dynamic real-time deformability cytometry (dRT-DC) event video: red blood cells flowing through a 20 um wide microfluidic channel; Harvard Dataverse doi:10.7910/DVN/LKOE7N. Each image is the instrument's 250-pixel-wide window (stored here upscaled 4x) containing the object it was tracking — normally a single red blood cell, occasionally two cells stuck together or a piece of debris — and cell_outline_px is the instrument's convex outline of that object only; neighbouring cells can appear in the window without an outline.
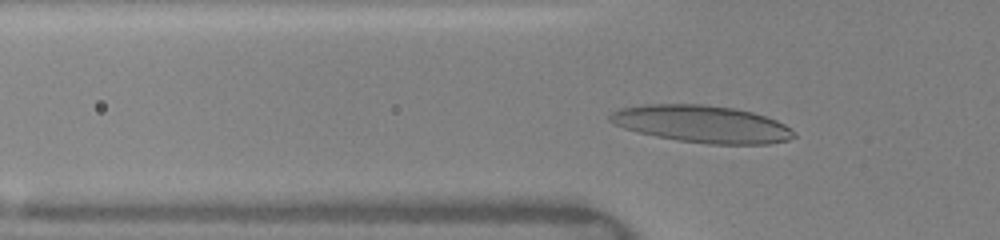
{"species": "human", "species_latin": "Homo sapiens", "temperature_condition": "warm", "stored_images_in_passage": 34, "camera_frame_rate_fps": 3000, "um_per_image_px": 0.085, "donor": {"sex": "female"}, "frame": {"image": 1, "passage_image": 10, "time_ms": 3.667, "image_size_px": [1000, 240], "cell_outline_px": [[796, 136], [788, 140], [768, 144], [708, 144], [680, 140], [656, 136], [636, 132], [612, 124], [608, 120], [608, 116], [612, 112], [620, 108], [644, 104], [704, 104], [736, 108], [752, 112], [776, 120], [784, 124], [796, 132]], "centroid_in_image_um": [59.65, 10.53], "position_along_channel_um": 66.1, "area_um2": 40.06}}
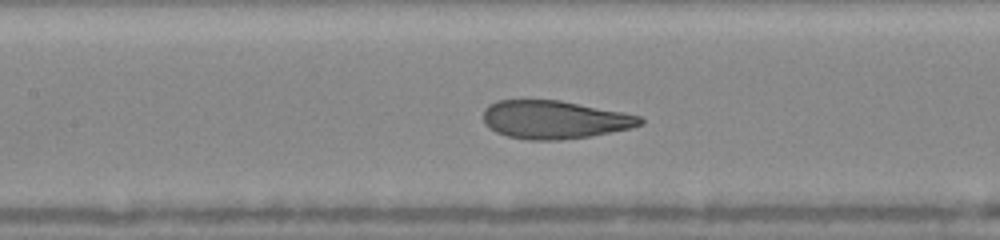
{"frame": {"image": 2, "passage_image": 17, "time_ms": 6.0, "image_size_px": [1000, 240], "cell_outline_px": [[644, 124], [628, 128], [588, 136], [560, 140], [528, 140], [508, 136], [496, 132], [488, 128], [484, 124], [484, 108], [488, 104], [496, 100], [560, 100], [624, 112], [640, 116], [644, 120]], "centroid_in_image_um": [47.09, 10.16], "position_along_channel_um": 160.3, "area_um2": 34.91}}
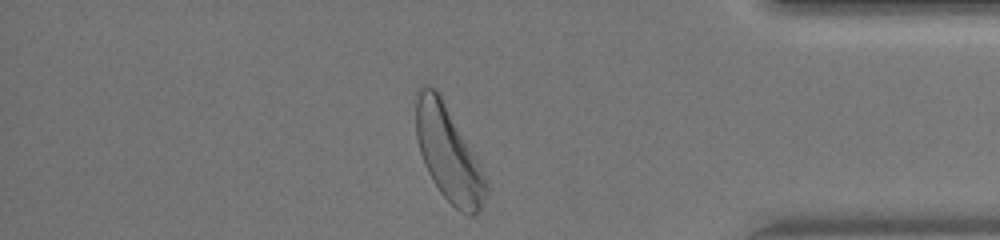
{"frame": {"image": 3, "passage_image": 34, "time_ms": 12.333, "image_size_px": [1000, 240], "cell_outline_px": [[488, 192], [480, 208], [472, 216], [468, 216], [460, 212], [440, 192], [432, 180], [424, 164], [420, 152], [416, 136], [416, 88], [420, 84], [428, 84], [436, 88], [476, 160], [488, 184]], "centroid_in_image_um": [38.06, 13.04], "position_along_channel_um": 397.1, "area_um2": 37.97}, "authors_computed_cell_mechanics": {"area_um2": 35.6048, "velocity_mm_per_s": 4.0931, "shape_relaxation_time_tau1_ms": 2.5057, "shape_relaxation_time_tau2_ms": 1.0114, "deformation_change_tau1": 0.1766, "deformation_change_tau2": 0.0861}}